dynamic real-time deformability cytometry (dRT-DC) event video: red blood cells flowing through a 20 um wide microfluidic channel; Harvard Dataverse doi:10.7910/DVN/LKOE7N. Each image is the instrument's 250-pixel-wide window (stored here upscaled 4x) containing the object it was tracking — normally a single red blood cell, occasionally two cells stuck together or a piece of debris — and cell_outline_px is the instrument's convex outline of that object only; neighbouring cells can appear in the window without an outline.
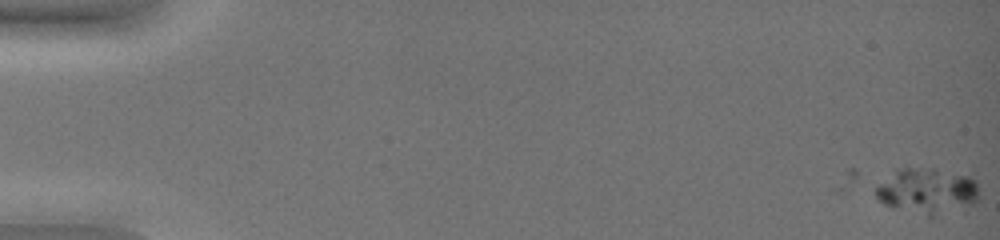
{"species": "common noctule bat (a hibernating species)", "species_latin": "Nyctalus noctula", "temperature_condition": "warm", "stored_images_in_passage": 4, "camera_frame_rate_fps": 3000, "um_per_image_px": 0.085, "animal": {"sex": "female", "body_mass_g": 19.0, "forearm_length_mm": 51.5}, "frame": {"image": 1, "passage_image": 4, "time_ms": 1.0, "image_size_px": [1000, 240], "cell_outline_px": [[980, 196], [964, 212], [932, 216], [928, 216], [884, 204], [876, 196], [876, 188], [896, 168], [932, 168], [968, 176], [976, 180]], "centroid_in_image_um": [78.9, 16.26], "position_along_channel_um": 6.1, "area_um2": 27.74}}